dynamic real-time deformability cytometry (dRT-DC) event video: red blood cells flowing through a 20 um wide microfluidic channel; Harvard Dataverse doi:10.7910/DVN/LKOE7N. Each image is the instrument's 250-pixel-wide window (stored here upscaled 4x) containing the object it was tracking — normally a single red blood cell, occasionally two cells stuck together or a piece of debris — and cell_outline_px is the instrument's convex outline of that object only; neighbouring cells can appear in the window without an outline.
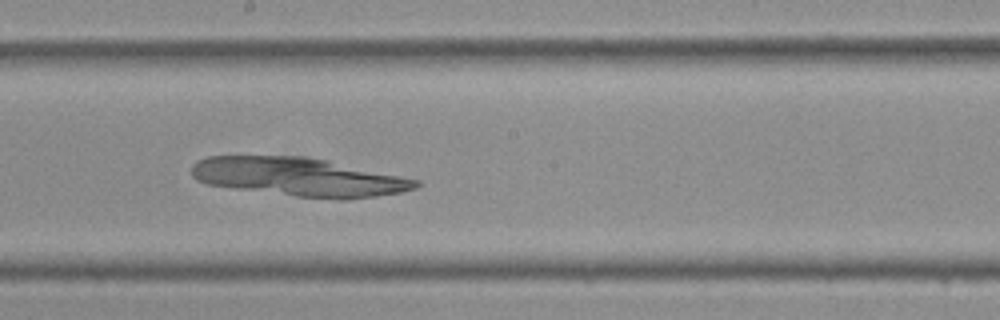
{"species": "Egyptian fruit bat (a non-hibernating species)", "species_latin": "Rousettus aegyptiacus", "temperature_condition": "cold", "stored_images_in_passage": 39, "camera_frame_rate_fps": 3000, "um_per_image_px": 0.085, "frame": {"image": 1, "passage_image": 21, "time_ms": 6.667, "image_size_px": [1000, 320], "cell_outline_px": [[420, 184], [416, 188], [400, 192], [344, 200], [340, 200], [296, 196], [236, 188], [208, 184], [196, 180], [192, 176], [192, 164], [196, 160], [208, 156], [304, 156], [328, 160], [420, 180]], "centroid_in_image_um": [25.4, 15.03], "position_along_channel_um": 222.8, "area_um2": 50.17}}